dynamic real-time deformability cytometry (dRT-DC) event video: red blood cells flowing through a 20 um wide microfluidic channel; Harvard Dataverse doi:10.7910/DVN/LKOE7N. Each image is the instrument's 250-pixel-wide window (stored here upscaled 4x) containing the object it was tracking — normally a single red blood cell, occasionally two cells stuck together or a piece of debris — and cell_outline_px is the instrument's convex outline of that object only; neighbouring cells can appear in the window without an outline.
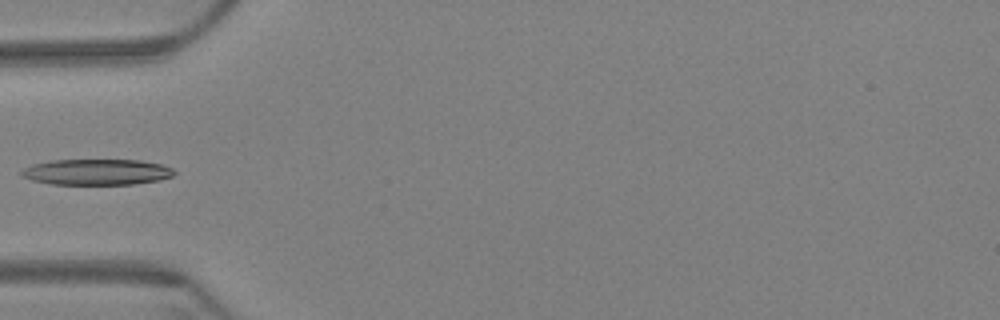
{"species": "Egyptian fruit bat (a non-hibernating species)", "species_latin": "Rousettus aegyptiacus", "temperature_condition": "warm", "stored_images_in_passage": 5, "camera_frame_rate_fps": 3000, "um_per_image_px": 0.085, "animal": {"sex": "female"}, "frame": {"image": 1, "passage_image": 5, "time_ms": 1.333, "image_size_px": [1000, 320], "cell_outline_px": [[176, 172], [172, 176], [160, 180], [132, 184], [52, 184], [32, 180], [20, 176], [20, 172], [24, 168], [32, 164], [52, 160], [140, 160], [160, 164], [172, 168]], "centroid_in_image_um": [8.2, 14.62], "position_along_channel_um": 76.8, "area_um2": 23.0}}